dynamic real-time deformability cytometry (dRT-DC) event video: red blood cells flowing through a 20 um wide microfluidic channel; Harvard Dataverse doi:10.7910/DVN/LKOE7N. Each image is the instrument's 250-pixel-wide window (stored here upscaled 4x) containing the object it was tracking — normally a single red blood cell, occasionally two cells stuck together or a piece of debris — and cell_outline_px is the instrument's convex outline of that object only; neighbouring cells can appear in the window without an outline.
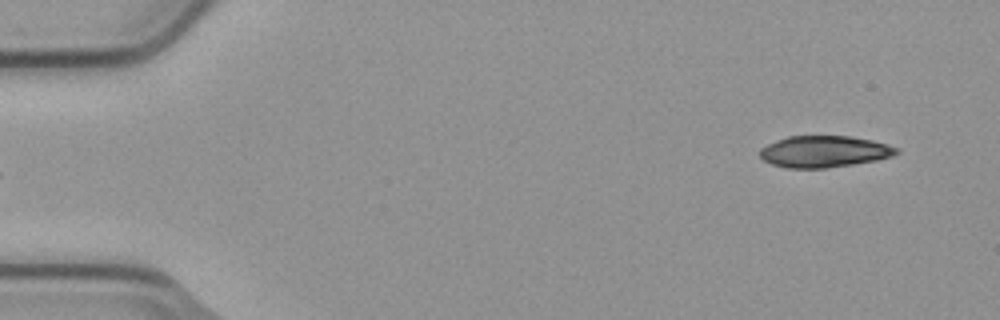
{"species": "common noctule bat (a hibernating species)", "species_latin": "Nyctalus noctula", "temperature_condition": "cold", "stored_images_in_passage": 2, "camera_frame_rate_fps": 3000, "um_per_image_px": 0.085, "animal": {"sex": "male", "body_mass_g": 23.1, "forearm_length_mm": 52.7}, "frame": {"image": 1, "passage_image": 2, "time_ms": 0.333, "image_size_px": [1000, 320], "cell_outline_px": [[900, 152], [892, 156], [876, 160], [852, 164], [824, 168], [784, 168], [772, 164], [764, 160], [760, 156], [760, 148], [776, 140], [788, 136], [848, 136], [872, 140], [888, 144], [900, 148]], "centroid_in_image_um": [70.07, 12.88], "position_along_channel_um": 14.9, "area_um2": 25.14}}